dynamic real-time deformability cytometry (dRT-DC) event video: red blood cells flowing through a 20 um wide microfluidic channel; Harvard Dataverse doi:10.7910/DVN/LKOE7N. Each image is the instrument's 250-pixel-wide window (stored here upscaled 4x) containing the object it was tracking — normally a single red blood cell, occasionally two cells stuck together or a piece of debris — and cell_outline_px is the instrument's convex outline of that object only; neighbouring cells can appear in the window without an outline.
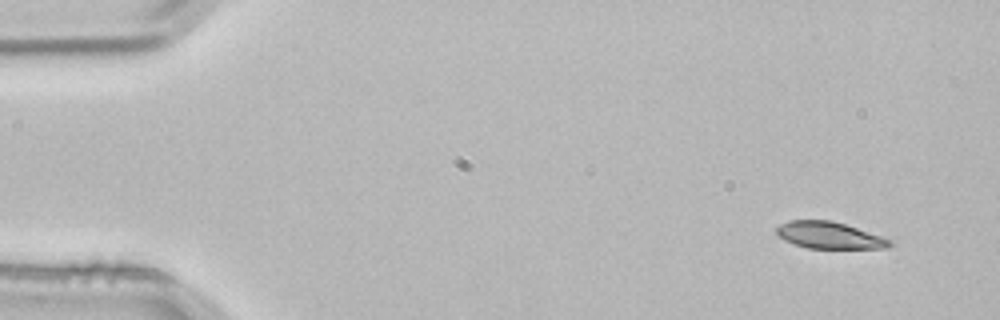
{"species": "common noctule bat (a hibernating species)", "species_latin": "Nyctalus noctula", "temperature_condition": "room temperature", "stored_images_in_passage": 3, "camera_frame_rate_fps": 3000, "um_per_image_px": 0.085, "animal": {"sex": "male", "body_mass_g": 21.5, "forearm_length_mm": 52.0}, "frame": {"image": 1, "passage_image": 1, "time_ms": 0.0, "image_size_px": [1000, 320], "cell_outline_px": [[892, 244], [888, 248], [808, 248], [784, 240], [776, 232], [776, 228], [780, 224], [788, 220], [832, 220], [892, 240]], "centroid_in_image_um": [70.47, 19.99], "position_along_channel_um": 14.5, "area_um2": 17.4}}